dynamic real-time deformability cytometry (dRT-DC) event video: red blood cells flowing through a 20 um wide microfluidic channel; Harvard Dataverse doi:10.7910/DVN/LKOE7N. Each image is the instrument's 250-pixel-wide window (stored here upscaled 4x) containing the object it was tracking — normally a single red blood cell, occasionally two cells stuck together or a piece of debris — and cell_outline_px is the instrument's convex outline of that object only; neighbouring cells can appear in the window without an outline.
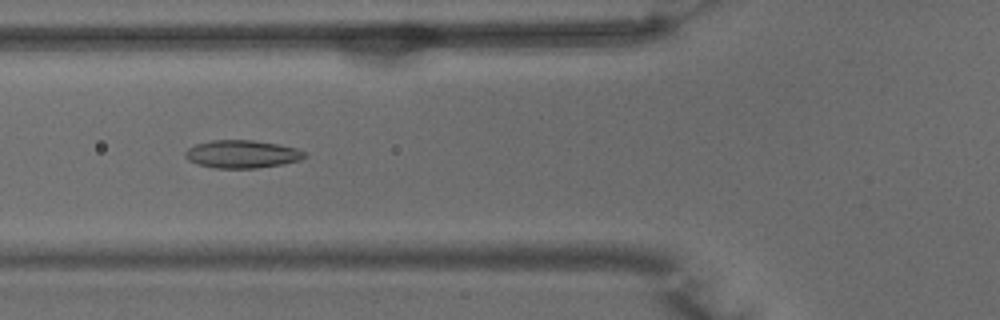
{"species": "common noctule bat (a hibernating species)", "species_latin": "Nyctalus noctula", "temperature_condition": "warm", "stored_images_in_passage": 46, "camera_frame_rate_fps": 3000, "um_per_image_px": 0.085, "animal": {"sex": "male", "body_mass_g": 15.6}, "frame": {"image": 1, "passage_image": 14, "time_ms": 4.333, "image_size_px": [1000, 320], "cell_outline_px": [[308, 156], [300, 160], [280, 164], [256, 168], [216, 168], [196, 164], [188, 160], [184, 156], [184, 152], [188, 148], [196, 144], [212, 140], [252, 140], [280, 144], [296, 148], [304, 152]], "centroid_in_image_um": [20.55, 13.09], "position_along_channel_um": 105.2, "area_um2": 19.42}}
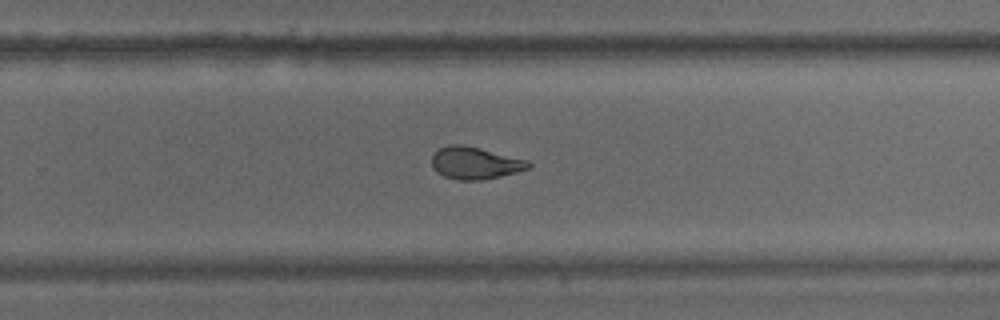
{"frame": {"image": 2, "passage_image": 28, "time_ms": 9.0, "image_size_px": [1000, 320], "cell_outline_px": [[532, 164], [528, 168], [516, 172], [500, 176], [480, 180], [456, 180], [444, 176], [436, 172], [432, 168], [432, 156], [440, 148], [448, 144], [464, 144], [528, 160]], "centroid_in_image_um": [40.35, 13.85], "position_along_channel_um": 289.4, "area_um2": 18.15}}
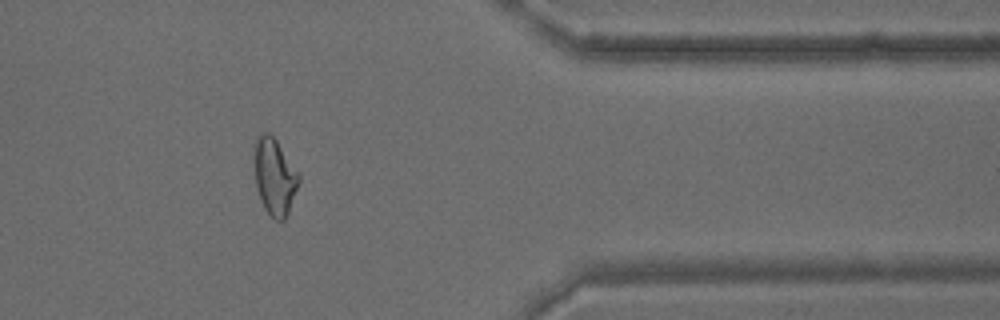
{"frame": {"image": 3, "passage_image": 37, "time_ms": 12.0, "image_size_px": [1000, 320], "cell_outline_px": [[300, 180], [288, 212], [284, 220], [276, 220], [264, 208], [256, 184], [252, 156], [256, 136], [260, 132], [268, 132], [276, 140], [300, 176]], "centroid_in_image_um": [23.3, 14.96], "position_along_channel_um": 388.1, "area_um2": 19.77}, "authors_computed_cell_mechanics": {"area_um2": 19.1607, "velocity_mm_per_s": 3.9431, "shape_relaxation_time_tau1_ms": 5.5071, "shape_relaxation_time_tau2_ms": 1.4304, "deformation_change_tau1": 0.1974, "deformation_change_tau2": 0.0853}}